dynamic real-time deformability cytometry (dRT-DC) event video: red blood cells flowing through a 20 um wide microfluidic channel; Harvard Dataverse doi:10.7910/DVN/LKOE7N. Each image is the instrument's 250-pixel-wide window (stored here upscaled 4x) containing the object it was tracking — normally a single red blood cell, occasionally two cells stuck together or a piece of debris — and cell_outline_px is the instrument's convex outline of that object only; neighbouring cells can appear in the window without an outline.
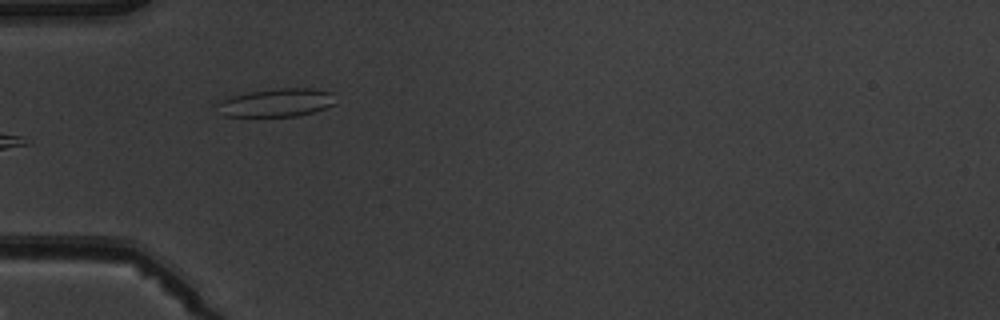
{"species": "common noctule bat (a hibernating species)", "species_latin": "Nyctalus noctula", "temperature_condition": "warm", "stored_images_in_passage": 6, "camera_frame_rate_fps": 3000, "um_per_image_px": 0.085, "animal": {"sex": "male", "body_mass_g": 19.5, "forearm_length_mm": 54.6}, "frame": {"image": 1, "passage_image": 5, "time_ms": 4.667, "image_size_px": [1000, 320], "cell_outline_px": [[336, 104], [300, 116], [224, 116], [216, 112], [216, 104], [220, 100], [232, 96], [252, 92], [280, 88], [312, 88], [332, 92]], "centroid_in_image_um": [23.48, 8.73], "position_along_channel_um": 61.5, "area_um2": 19.48}}
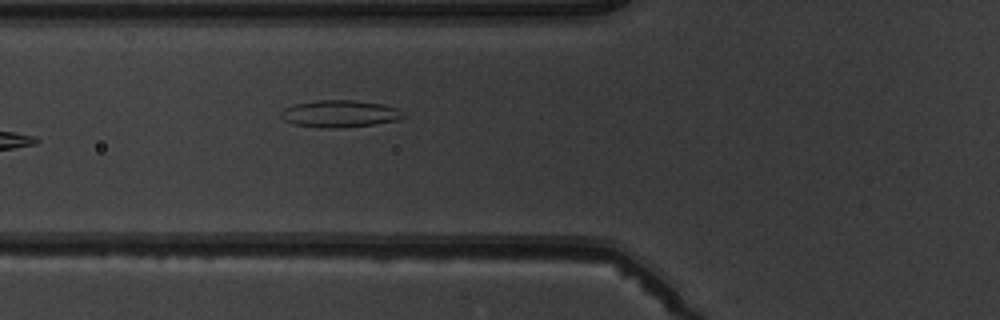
{"frame": {"image": 2, "passage_image": 6, "time_ms": 5.667, "image_size_px": [1000, 320], "cell_outline_px": [[404, 116], [400, 120], [372, 124], [340, 128], [320, 128], [292, 124], [284, 120], [280, 116], [280, 112], [284, 108], [296, 104], [316, 100], [352, 100], [380, 104], [396, 108]], "centroid_in_image_um": [28.82, 9.68], "position_along_channel_um": 97.0, "area_um2": 19.19}}